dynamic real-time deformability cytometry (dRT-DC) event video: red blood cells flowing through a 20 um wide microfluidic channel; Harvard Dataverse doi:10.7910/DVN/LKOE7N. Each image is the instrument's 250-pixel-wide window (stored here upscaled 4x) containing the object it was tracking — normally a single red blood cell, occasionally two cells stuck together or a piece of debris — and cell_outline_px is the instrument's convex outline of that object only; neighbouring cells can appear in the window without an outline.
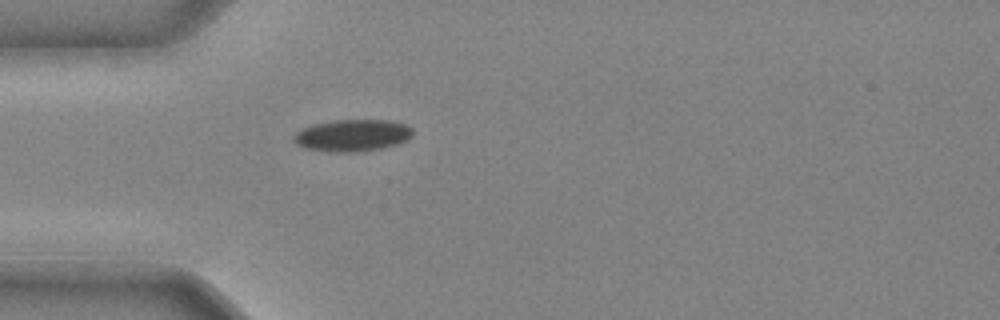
{"species": "common noctule bat (a hibernating species)", "species_latin": "Nyctalus noctula", "temperature_condition": "cold", "stored_images_in_passage": 28, "camera_frame_rate_fps": 3000, "um_per_image_px": 0.085, "animal": {"sex": "male", "body_mass_g": 20.4}, "frame": {"image": 1, "passage_image": 1, "time_ms": 0.0, "image_size_px": [1000, 320], "cell_outline_px": [[412, 136], [396, 144], [380, 148], [356, 152], [328, 152], [304, 148], [296, 144], [292, 140], [292, 136], [296, 132], [312, 124], [336, 120], [388, 120], [404, 124], [412, 128]], "centroid_in_image_um": [29.89, 11.51], "position_along_channel_um": 55.1, "area_um2": 22.08}}
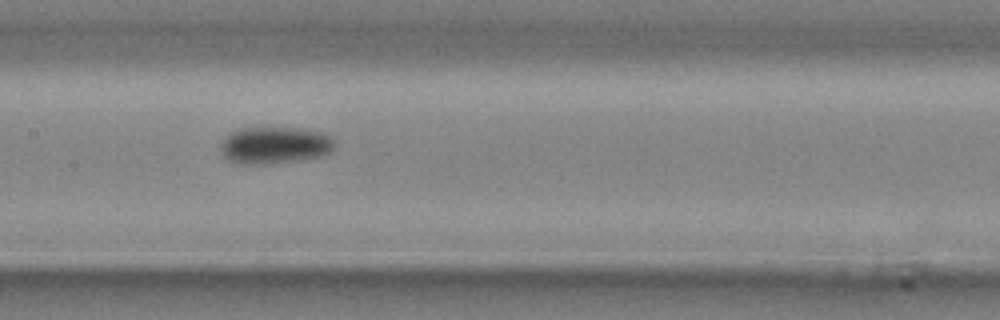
{"frame": {"image": 2, "passage_image": 10, "time_ms": 3.0, "image_size_px": [1000, 320], "cell_outline_px": [[336, 148], [320, 156], [296, 160], [264, 164], [240, 164], [228, 160], [224, 156], [220, 148], [224, 140], [232, 132], [240, 128], [296, 128], [328, 132], [336, 140]], "centroid_in_image_um": [23.43, 12.33], "position_along_channel_um": 184.0, "area_um2": 24.62}}
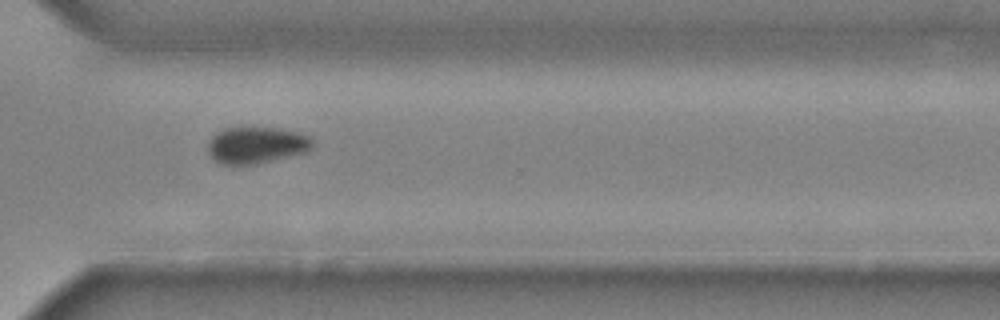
{"frame": {"image": 3, "passage_image": 21, "time_ms": 6.667, "image_size_px": [1000, 320], "cell_outline_px": [[312, 148], [308, 152], [256, 164], [220, 164], [208, 152], [208, 140], [216, 132], [224, 128], [276, 128], [296, 132], [308, 136], [312, 140]], "centroid_in_image_um": [21.78, 12.34], "position_along_channel_um": 348.8, "area_um2": 22.2}}